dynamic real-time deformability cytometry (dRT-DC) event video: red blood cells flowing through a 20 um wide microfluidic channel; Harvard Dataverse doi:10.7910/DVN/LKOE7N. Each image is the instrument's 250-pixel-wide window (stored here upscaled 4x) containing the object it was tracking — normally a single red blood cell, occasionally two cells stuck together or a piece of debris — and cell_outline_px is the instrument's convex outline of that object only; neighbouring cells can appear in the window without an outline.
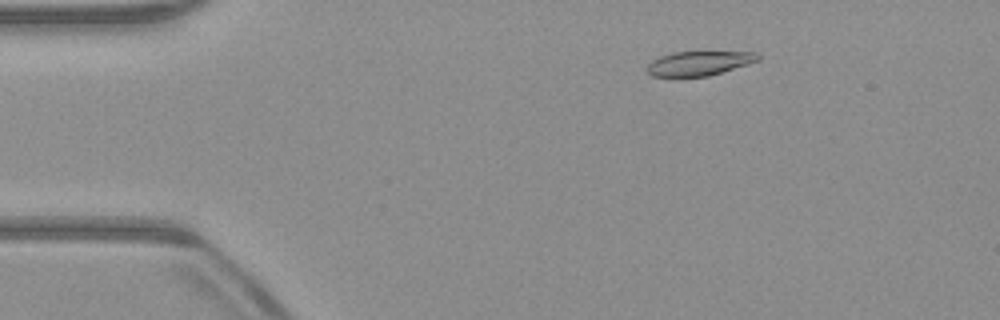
{"species": "common noctule bat (a hibernating species)", "species_latin": "Nyctalus noctula", "temperature_condition": "warm", "stored_images_in_passage": 47, "camera_frame_rate_fps": 3000, "um_per_image_px": 0.085, "animal": {"sex": "male", "body_mass_g": 23.1, "forearm_length_mm": 52.7}, "frame": {"image": 1, "passage_image": 3, "time_ms": 0.667, "image_size_px": [1000, 320], "cell_outline_px": [[760, 60], [748, 64], [708, 76], [652, 76], [644, 68], [652, 60], [660, 56], [672, 52], [704, 48], [756, 52], [760, 56]], "centroid_in_image_um": [59.47, 5.3], "position_along_channel_um": 25.5, "area_um2": 16.88}}
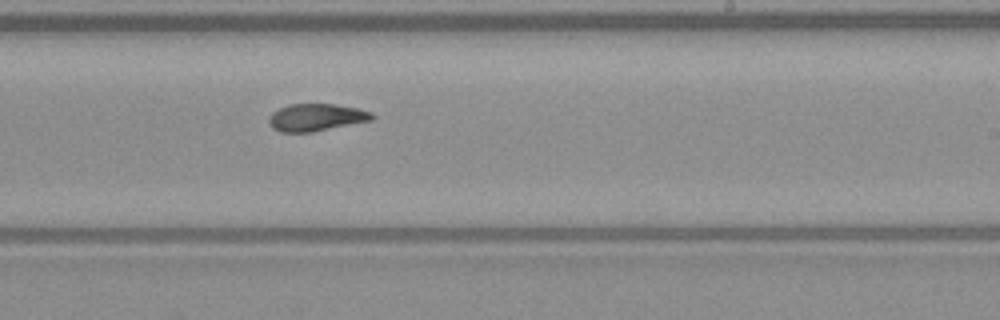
{"frame": {"image": 2, "passage_image": 26, "time_ms": 8.333, "image_size_px": [1000, 320], "cell_outline_px": [[376, 116], [372, 120], [312, 132], [280, 132], [272, 128], [268, 124], [268, 116], [272, 112], [288, 104], [336, 104], [356, 108], [372, 112]], "centroid_in_image_um": [26.85, 9.98], "position_along_channel_um": 262.2, "area_um2": 16.53}}
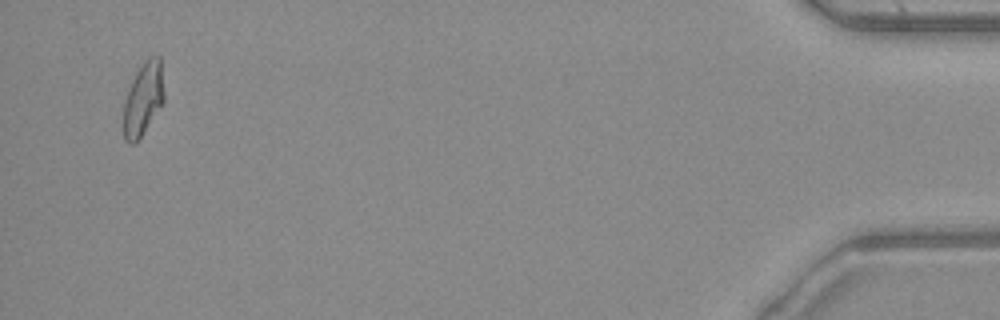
{"frame": {"image": 3, "passage_image": 45, "time_ms": 14.667, "image_size_px": [1000, 320], "cell_outline_px": [[164, 100], [140, 136], [132, 144], [128, 144], [124, 140], [124, 104], [128, 88], [140, 64], [148, 56], [160, 56], [164, 92]], "centroid_in_image_um": [12.17, 8.34], "position_along_channel_um": 423.0, "area_um2": 16.99}, "authors_computed_cell_mechanics": {"area_um2": 16.8776, "velocity_mm_per_s": 3.9697, "shape_relaxation_time_tau1_ms": null, "shape_relaxation_time_tau2_ms": 3.5483, "deformation_change_tau1": null, "deformation_change_tau2": 0.0925}}